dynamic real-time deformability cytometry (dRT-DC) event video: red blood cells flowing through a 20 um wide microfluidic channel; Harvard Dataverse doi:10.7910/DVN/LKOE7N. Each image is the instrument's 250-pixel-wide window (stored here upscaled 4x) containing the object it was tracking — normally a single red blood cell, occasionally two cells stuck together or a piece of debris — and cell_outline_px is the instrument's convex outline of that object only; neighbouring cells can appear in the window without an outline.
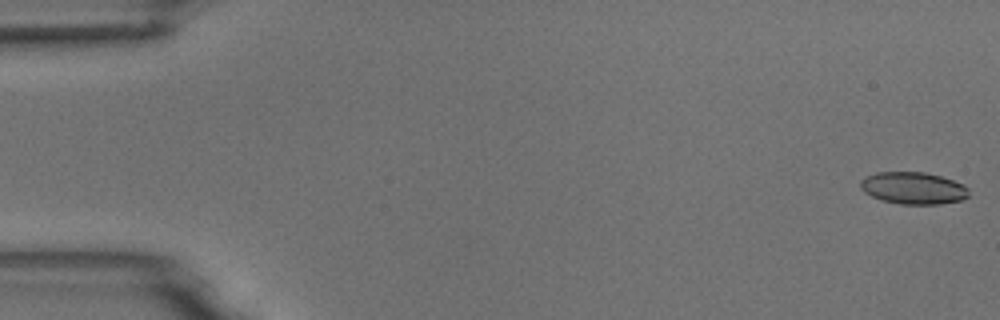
{"species": "common noctule bat (a hibernating species)", "species_latin": "Nyctalus noctula", "temperature_condition": "room temperature", "stored_images_in_passage": 10, "camera_frame_rate_fps": 3000, "um_per_image_px": 0.085, "animal": {"sex": "male", "body_mass_g": 18.8}, "frame": {"image": 1, "passage_image": 1, "time_ms": 0.0, "image_size_px": [1000, 320], "cell_outline_px": [[968, 196], [960, 200], [940, 204], [900, 204], [880, 200], [864, 192], [860, 188], [860, 180], [864, 176], [876, 172], [924, 172], [940, 176], [964, 184], [968, 188]], "centroid_in_image_um": [77.59, 15.98], "position_along_channel_um": 7.4, "area_um2": 20.35}}
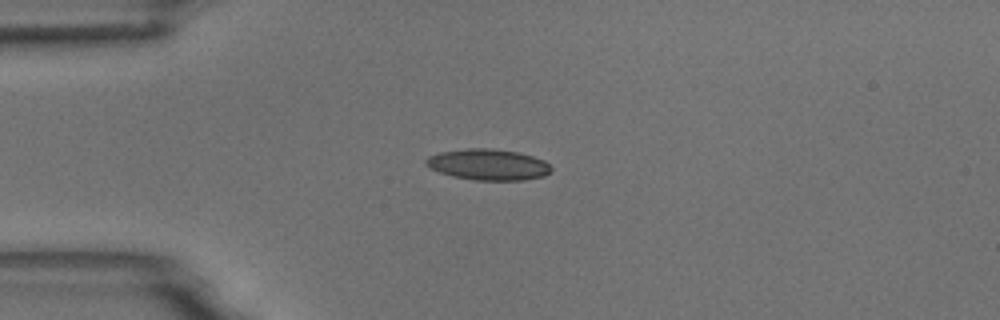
{"frame": {"image": 2, "passage_image": 4, "time_ms": 4.333, "image_size_px": [1000, 320], "cell_outline_px": [[552, 168], [544, 176], [524, 180], [476, 180], [452, 176], [440, 172], [424, 164], [424, 160], [428, 156], [440, 152], [468, 148], [492, 148], [516, 152], [532, 156], [544, 160]], "centroid_in_image_um": [41.47, 13.98], "position_along_channel_um": 43.5, "area_um2": 22.54}}
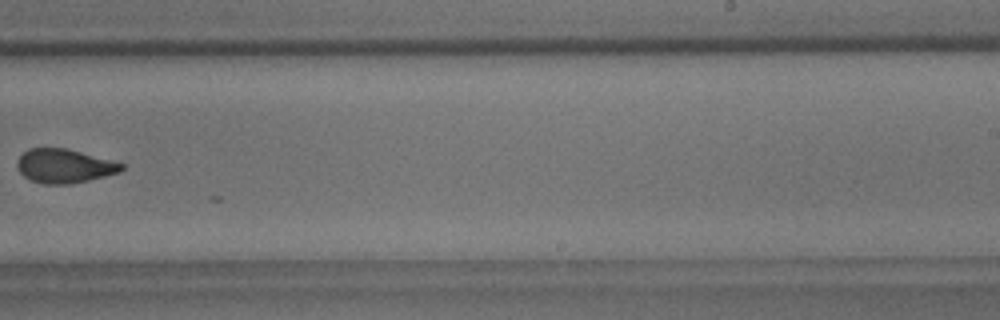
{"frame": {"image": 3, "passage_image": 10, "time_ms": 11.333, "image_size_px": [1000, 320], "cell_outline_px": [[124, 168], [120, 172], [88, 180], [68, 184], [44, 184], [32, 180], [24, 176], [16, 168], [16, 160], [28, 148], [68, 148], [124, 164]], "centroid_in_image_um": [5.43, 14.1], "position_along_channel_um": 283.6, "area_um2": 20.58}}